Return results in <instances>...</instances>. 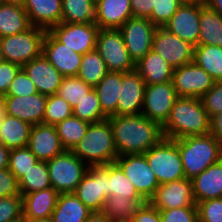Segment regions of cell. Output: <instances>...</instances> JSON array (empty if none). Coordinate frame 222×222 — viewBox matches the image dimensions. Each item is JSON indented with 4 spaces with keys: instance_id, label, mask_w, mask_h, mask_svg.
Returning <instances> with one entry per match:
<instances>
[{
    "instance_id": "obj_1",
    "label": "cell",
    "mask_w": 222,
    "mask_h": 222,
    "mask_svg": "<svg viewBox=\"0 0 222 222\" xmlns=\"http://www.w3.org/2000/svg\"><path fill=\"white\" fill-rule=\"evenodd\" d=\"M113 129L118 156L144 154L162 138V127L145 115H116L107 118Z\"/></svg>"
},
{
    "instance_id": "obj_2",
    "label": "cell",
    "mask_w": 222,
    "mask_h": 222,
    "mask_svg": "<svg viewBox=\"0 0 222 222\" xmlns=\"http://www.w3.org/2000/svg\"><path fill=\"white\" fill-rule=\"evenodd\" d=\"M210 132V118L199 98L178 97L166 123L162 126L164 138L177 140Z\"/></svg>"
},
{
    "instance_id": "obj_3",
    "label": "cell",
    "mask_w": 222,
    "mask_h": 222,
    "mask_svg": "<svg viewBox=\"0 0 222 222\" xmlns=\"http://www.w3.org/2000/svg\"><path fill=\"white\" fill-rule=\"evenodd\" d=\"M71 151L89 167L115 162L118 153L110 121L91 123L84 137Z\"/></svg>"
},
{
    "instance_id": "obj_4",
    "label": "cell",
    "mask_w": 222,
    "mask_h": 222,
    "mask_svg": "<svg viewBox=\"0 0 222 222\" xmlns=\"http://www.w3.org/2000/svg\"><path fill=\"white\" fill-rule=\"evenodd\" d=\"M181 155L185 178L193 179L222 159V143L210 133L175 140Z\"/></svg>"
},
{
    "instance_id": "obj_5",
    "label": "cell",
    "mask_w": 222,
    "mask_h": 222,
    "mask_svg": "<svg viewBox=\"0 0 222 222\" xmlns=\"http://www.w3.org/2000/svg\"><path fill=\"white\" fill-rule=\"evenodd\" d=\"M144 155L159 185L185 179L181 155L175 140L163 137Z\"/></svg>"
},
{
    "instance_id": "obj_6",
    "label": "cell",
    "mask_w": 222,
    "mask_h": 222,
    "mask_svg": "<svg viewBox=\"0 0 222 222\" xmlns=\"http://www.w3.org/2000/svg\"><path fill=\"white\" fill-rule=\"evenodd\" d=\"M46 31L43 28L31 26L24 32L0 38L4 60L22 67L39 57L43 51Z\"/></svg>"
},
{
    "instance_id": "obj_7",
    "label": "cell",
    "mask_w": 222,
    "mask_h": 222,
    "mask_svg": "<svg viewBox=\"0 0 222 222\" xmlns=\"http://www.w3.org/2000/svg\"><path fill=\"white\" fill-rule=\"evenodd\" d=\"M51 186L59 193H73L87 172L88 165L80 160L72 151L47 161Z\"/></svg>"
},
{
    "instance_id": "obj_8",
    "label": "cell",
    "mask_w": 222,
    "mask_h": 222,
    "mask_svg": "<svg viewBox=\"0 0 222 222\" xmlns=\"http://www.w3.org/2000/svg\"><path fill=\"white\" fill-rule=\"evenodd\" d=\"M96 51L103 58L108 71L122 73L135 71V63L129 56L119 29H99Z\"/></svg>"
},
{
    "instance_id": "obj_9",
    "label": "cell",
    "mask_w": 222,
    "mask_h": 222,
    "mask_svg": "<svg viewBox=\"0 0 222 222\" xmlns=\"http://www.w3.org/2000/svg\"><path fill=\"white\" fill-rule=\"evenodd\" d=\"M108 176V164L90 166L73 192L92 212H101L108 197Z\"/></svg>"
},
{
    "instance_id": "obj_10",
    "label": "cell",
    "mask_w": 222,
    "mask_h": 222,
    "mask_svg": "<svg viewBox=\"0 0 222 222\" xmlns=\"http://www.w3.org/2000/svg\"><path fill=\"white\" fill-rule=\"evenodd\" d=\"M115 163L134 185L138 193L146 200L154 195L159 183L150 168L144 154H126L118 156Z\"/></svg>"
},
{
    "instance_id": "obj_11",
    "label": "cell",
    "mask_w": 222,
    "mask_h": 222,
    "mask_svg": "<svg viewBox=\"0 0 222 222\" xmlns=\"http://www.w3.org/2000/svg\"><path fill=\"white\" fill-rule=\"evenodd\" d=\"M177 98L172 81L146 85L141 114L162 127L168 120Z\"/></svg>"
},
{
    "instance_id": "obj_12",
    "label": "cell",
    "mask_w": 222,
    "mask_h": 222,
    "mask_svg": "<svg viewBox=\"0 0 222 222\" xmlns=\"http://www.w3.org/2000/svg\"><path fill=\"white\" fill-rule=\"evenodd\" d=\"M158 27L148 18H130L120 28L130 58L136 64L151 49Z\"/></svg>"
},
{
    "instance_id": "obj_13",
    "label": "cell",
    "mask_w": 222,
    "mask_h": 222,
    "mask_svg": "<svg viewBox=\"0 0 222 222\" xmlns=\"http://www.w3.org/2000/svg\"><path fill=\"white\" fill-rule=\"evenodd\" d=\"M99 27L94 23H59L49 32L62 44L81 55L96 49Z\"/></svg>"
},
{
    "instance_id": "obj_14",
    "label": "cell",
    "mask_w": 222,
    "mask_h": 222,
    "mask_svg": "<svg viewBox=\"0 0 222 222\" xmlns=\"http://www.w3.org/2000/svg\"><path fill=\"white\" fill-rule=\"evenodd\" d=\"M215 80L194 61L173 70L172 83L178 97L201 98Z\"/></svg>"
},
{
    "instance_id": "obj_15",
    "label": "cell",
    "mask_w": 222,
    "mask_h": 222,
    "mask_svg": "<svg viewBox=\"0 0 222 222\" xmlns=\"http://www.w3.org/2000/svg\"><path fill=\"white\" fill-rule=\"evenodd\" d=\"M152 50L163 57L174 69L193 61L194 46L158 27L154 33Z\"/></svg>"
},
{
    "instance_id": "obj_16",
    "label": "cell",
    "mask_w": 222,
    "mask_h": 222,
    "mask_svg": "<svg viewBox=\"0 0 222 222\" xmlns=\"http://www.w3.org/2000/svg\"><path fill=\"white\" fill-rule=\"evenodd\" d=\"M200 12V3L183 2L163 28L195 47L200 35Z\"/></svg>"
},
{
    "instance_id": "obj_17",
    "label": "cell",
    "mask_w": 222,
    "mask_h": 222,
    "mask_svg": "<svg viewBox=\"0 0 222 222\" xmlns=\"http://www.w3.org/2000/svg\"><path fill=\"white\" fill-rule=\"evenodd\" d=\"M148 202L158 210L197 207L192 180L187 178L160 184Z\"/></svg>"
},
{
    "instance_id": "obj_18",
    "label": "cell",
    "mask_w": 222,
    "mask_h": 222,
    "mask_svg": "<svg viewBox=\"0 0 222 222\" xmlns=\"http://www.w3.org/2000/svg\"><path fill=\"white\" fill-rule=\"evenodd\" d=\"M42 53L64 77L78 75L82 55L62 44L49 31L43 40Z\"/></svg>"
},
{
    "instance_id": "obj_19",
    "label": "cell",
    "mask_w": 222,
    "mask_h": 222,
    "mask_svg": "<svg viewBox=\"0 0 222 222\" xmlns=\"http://www.w3.org/2000/svg\"><path fill=\"white\" fill-rule=\"evenodd\" d=\"M27 147L39 161L43 162H47L65 151L56 127L44 123L32 125Z\"/></svg>"
},
{
    "instance_id": "obj_20",
    "label": "cell",
    "mask_w": 222,
    "mask_h": 222,
    "mask_svg": "<svg viewBox=\"0 0 222 222\" xmlns=\"http://www.w3.org/2000/svg\"><path fill=\"white\" fill-rule=\"evenodd\" d=\"M145 82L135 71L122 73L116 115H140L142 113Z\"/></svg>"
},
{
    "instance_id": "obj_21",
    "label": "cell",
    "mask_w": 222,
    "mask_h": 222,
    "mask_svg": "<svg viewBox=\"0 0 222 222\" xmlns=\"http://www.w3.org/2000/svg\"><path fill=\"white\" fill-rule=\"evenodd\" d=\"M7 115L17 117L31 125L43 123L47 95L4 96Z\"/></svg>"
},
{
    "instance_id": "obj_22",
    "label": "cell",
    "mask_w": 222,
    "mask_h": 222,
    "mask_svg": "<svg viewBox=\"0 0 222 222\" xmlns=\"http://www.w3.org/2000/svg\"><path fill=\"white\" fill-rule=\"evenodd\" d=\"M22 68L34 83L37 92L47 96L57 93L64 76L58 72L43 53L24 64Z\"/></svg>"
},
{
    "instance_id": "obj_23",
    "label": "cell",
    "mask_w": 222,
    "mask_h": 222,
    "mask_svg": "<svg viewBox=\"0 0 222 222\" xmlns=\"http://www.w3.org/2000/svg\"><path fill=\"white\" fill-rule=\"evenodd\" d=\"M130 0H98L95 2V24L99 29H119L132 18Z\"/></svg>"
},
{
    "instance_id": "obj_24",
    "label": "cell",
    "mask_w": 222,
    "mask_h": 222,
    "mask_svg": "<svg viewBox=\"0 0 222 222\" xmlns=\"http://www.w3.org/2000/svg\"><path fill=\"white\" fill-rule=\"evenodd\" d=\"M24 9L31 26L49 31L61 23L62 0H26Z\"/></svg>"
},
{
    "instance_id": "obj_25",
    "label": "cell",
    "mask_w": 222,
    "mask_h": 222,
    "mask_svg": "<svg viewBox=\"0 0 222 222\" xmlns=\"http://www.w3.org/2000/svg\"><path fill=\"white\" fill-rule=\"evenodd\" d=\"M192 187L196 203L222 197V159L193 178Z\"/></svg>"
},
{
    "instance_id": "obj_26",
    "label": "cell",
    "mask_w": 222,
    "mask_h": 222,
    "mask_svg": "<svg viewBox=\"0 0 222 222\" xmlns=\"http://www.w3.org/2000/svg\"><path fill=\"white\" fill-rule=\"evenodd\" d=\"M58 196L59 193L53 187L25 194L22 196L23 217L25 219L51 217Z\"/></svg>"
},
{
    "instance_id": "obj_27",
    "label": "cell",
    "mask_w": 222,
    "mask_h": 222,
    "mask_svg": "<svg viewBox=\"0 0 222 222\" xmlns=\"http://www.w3.org/2000/svg\"><path fill=\"white\" fill-rule=\"evenodd\" d=\"M146 85L172 81L174 68L152 49L135 64Z\"/></svg>"
},
{
    "instance_id": "obj_28",
    "label": "cell",
    "mask_w": 222,
    "mask_h": 222,
    "mask_svg": "<svg viewBox=\"0 0 222 222\" xmlns=\"http://www.w3.org/2000/svg\"><path fill=\"white\" fill-rule=\"evenodd\" d=\"M122 86V72L109 71L94 87L103 114L109 118L116 116L120 87Z\"/></svg>"
},
{
    "instance_id": "obj_29",
    "label": "cell",
    "mask_w": 222,
    "mask_h": 222,
    "mask_svg": "<svg viewBox=\"0 0 222 222\" xmlns=\"http://www.w3.org/2000/svg\"><path fill=\"white\" fill-rule=\"evenodd\" d=\"M147 201L113 195L106 198L101 212L111 222H132L133 217Z\"/></svg>"
},
{
    "instance_id": "obj_30",
    "label": "cell",
    "mask_w": 222,
    "mask_h": 222,
    "mask_svg": "<svg viewBox=\"0 0 222 222\" xmlns=\"http://www.w3.org/2000/svg\"><path fill=\"white\" fill-rule=\"evenodd\" d=\"M91 213L74 193H61L51 217L54 222H86Z\"/></svg>"
},
{
    "instance_id": "obj_31",
    "label": "cell",
    "mask_w": 222,
    "mask_h": 222,
    "mask_svg": "<svg viewBox=\"0 0 222 222\" xmlns=\"http://www.w3.org/2000/svg\"><path fill=\"white\" fill-rule=\"evenodd\" d=\"M31 127L26 121L6 115L0 122V143L10 150L26 147Z\"/></svg>"
},
{
    "instance_id": "obj_32",
    "label": "cell",
    "mask_w": 222,
    "mask_h": 222,
    "mask_svg": "<svg viewBox=\"0 0 222 222\" xmlns=\"http://www.w3.org/2000/svg\"><path fill=\"white\" fill-rule=\"evenodd\" d=\"M31 24L24 7L13 4H0V38L28 30Z\"/></svg>"
},
{
    "instance_id": "obj_33",
    "label": "cell",
    "mask_w": 222,
    "mask_h": 222,
    "mask_svg": "<svg viewBox=\"0 0 222 222\" xmlns=\"http://www.w3.org/2000/svg\"><path fill=\"white\" fill-rule=\"evenodd\" d=\"M200 35L198 45H215L222 47V16L201 4Z\"/></svg>"
},
{
    "instance_id": "obj_34",
    "label": "cell",
    "mask_w": 222,
    "mask_h": 222,
    "mask_svg": "<svg viewBox=\"0 0 222 222\" xmlns=\"http://www.w3.org/2000/svg\"><path fill=\"white\" fill-rule=\"evenodd\" d=\"M193 61L215 81H222V47L197 45L194 47Z\"/></svg>"
},
{
    "instance_id": "obj_35",
    "label": "cell",
    "mask_w": 222,
    "mask_h": 222,
    "mask_svg": "<svg viewBox=\"0 0 222 222\" xmlns=\"http://www.w3.org/2000/svg\"><path fill=\"white\" fill-rule=\"evenodd\" d=\"M108 72L103 58L95 49L82 55L77 77L94 88Z\"/></svg>"
},
{
    "instance_id": "obj_36",
    "label": "cell",
    "mask_w": 222,
    "mask_h": 222,
    "mask_svg": "<svg viewBox=\"0 0 222 222\" xmlns=\"http://www.w3.org/2000/svg\"><path fill=\"white\" fill-rule=\"evenodd\" d=\"M61 22H95V2L93 0H62Z\"/></svg>"
},
{
    "instance_id": "obj_37",
    "label": "cell",
    "mask_w": 222,
    "mask_h": 222,
    "mask_svg": "<svg viewBox=\"0 0 222 222\" xmlns=\"http://www.w3.org/2000/svg\"><path fill=\"white\" fill-rule=\"evenodd\" d=\"M89 125V122L73 115L58 123L55 127L63 148L71 151L84 137Z\"/></svg>"
},
{
    "instance_id": "obj_38",
    "label": "cell",
    "mask_w": 222,
    "mask_h": 222,
    "mask_svg": "<svg viewBox=\"0 0 222 222\" xmlns=\"http://www.w3.org/2000/svg\"><path fill=\"white\" fill-rule=\"evenodd\" d=\"M108 175V197L120 195L121 197H129L131 199H144L115 162L108 164Z\"/></svg>"
},
{
    "instance_id": "obj_39",
    "label": "cell",
    "mask_w": 222,
    "mask_h": 222,
    "mask_svg": "<svg viewBox=\"0 0 222 222\" xmlns=\"http://www.w3.org/2000/svg\"><path fill=\"white\" fill-rule=\"evenodd\" d=\"M52 187L49 179L47 162L39 161L18 181L20 195Z\"/></svg>"
},
{
    "instance_id": "obj_40",
    "label": "cell",
    "mask_w": 222,
    "mask_h": 222,
    "mask_svg": "<svg viewBox=\"0 0 222 222\" xmlns=\"http://www.w3.org/2000/svg\"><path fill=\"white\" fill-rule=\"evenodd\" d=\"M73 116L91 123H98L107 119L103 114L98 95L93 88L72 109Z\"/></svg>"
},
{
    "instance_id": "obj_41",
    "label": "cell",
    "mask_w": 222,
    "mask_h": 222,
    "mask_svg": "<svg viewBox=\"0 0 222 222\" xmlns=\"http://www.w3.org/2000/svg\"><path fill=\"white\" fill-rule=\"evenodd\" d=\"M93 87L77 76L63 77L57 95L70 104L72 109L91 91Z\"/></svg>"
},
{
    "instance_id": "obj_42",
    "label": "cell",
    "mask_w": 222,
    "mask_h": 222,
    "mask_svg": "<svg viewBox=\"0 0 222 222\" xmlns=\"http://www.w3.org/2000/svg\"><path fill=\"white\" fill-rule=\"evenodd\" d=\"M39 160L32 154L29 148L20 147L10 150L8 169L19 181L24 177Z\"/></svg>"
},
{
    "instance_id": "obj_43",
    "label": "cell",
    "mask_w": 222,
    "mask_h": 222,
    "mask_svg": "<svg viewBox=\"0 0 222 222\" xmlns=\"http://www.w3.org/2000/svg\"><path fill=\"white\" fill-rule=\"evenodd\" d=\"M73 115L72 107L63 98L57 94L47 96L44 124L56 126L61 121Z\"/></svg>"
},
{
    "instance_id": "obj_44",
    "label": "cell",
    "mask_w": 222,
    "mask_h": 222,
    "mask_svg": "<svg viewBox=\"0 0 222 222\" xmlns=\"http://www.w3.org/2000/svg\"><path fill=\"white\" fill-rule=\"evenodd\" d=\"M182 3L183 0H154L149 20L157 27H163Z\"/></svg>"
},
{
    "instance_id": "obj_45",
    "label": "cell",
    "mask_w": 222,
    "mask_h": 222,
    "mask_svg": "<svg viewBox=\"0 0 222 222\" xmlns=\"http://www.w3.org/2000/svg\"><path fill=\"white\" fill-rule=\"evenodd\" d=\"M22 217V195L0 198V222H14Z\"/></svg>"
},
{
    "instance_id": "obj_46",
    "label": "cell",
    "mask_w": 222,
    "mask_h": 222,
    "mask_svg": "<svg viewBox=\"0 0 222 222\" xmlns=\"http://www.w3.org/2000/svg\"><path fill=\"white\" fill-rule=\"evenodd\" d=\"M198 222H222V197L196 203Z\"/></svg>"
},
{
    "instance_id": "obj_47",
    "label": "cell",
    "mask_w": 222,
    "mask_h": 222,
    "mask_svg": "<svg viewBox=\"0 0 222 222\" xmlns=\"http://www.w3.org/2000/svg\"><path fill=\"white\" fill-rule=\"evenodd\" d=\"M37 89L23 68L19 70L14 80L10 83L5 96H28L36 94Z\"/></svg>"
},
{
    "instance_id": "obj_48",
    "label": "cell",
    "mask_w": 222,
    "mask_h": 222,
    "mask_svg": "<svg viewBox=\"0 0 222 222\" xmlns=\"http://www.w3.org/2000/svg\"><path fill=\"white\" fill-rule=\"evenodd\" d=\"M209 118L222 112V81H216L201 98Z\"/></svg>"
},
{
    "instance_id": "obj_49",
    "label": "cell",
    "mask_w": 222,
    "mask_h": 222,
    "mask_svg": "<svg viewBox=\"0 0 222 222\" xmlns=\"http://www.w3.org/2000/svg\"><path fill=\"white\" fill-rule=\"evenodd\" d=\"M159 211L161 222H198L197 207H180Z\"/></svg>"
},
{
    "instance_id": "obj_50",
    "label": "cell",
    "mask_w": 222,
    "mask_h": 222,
    "mask_svg": "<svg viewBox=\"0 0 222 222\" xmlns=\"http://www.w3.org/2000/svg\"><path fill=\"white\" fill-rule=\"evenodd\" d=\"M21 68V66L5 60L0 64V96L4 97L7 94L10 83Z\"/></svg>"
},
{
    "instance_id": "obj_51",
    "label": "cell",
    "mask_w": 222,
    "mask_h": 222,
    "mask_svg": "<svg viewBox=\"0 0 222 222\" xmlns=\"http://www.w3.org/2000/svg\"><path fill=\"white\" fill-rule=\"evenodd\" d=\"M20 195L16 177L7 169L0 170V198Z\"/></svg>"
},
{
    "instance_id": "obj_52",
    "label": "cell",
    "mask_w": 222,
    "mask_h": 222,
    "mask_svg": "<svg viewBox=\"0 0 222 222\" xmlns=\"http://www.w3.org/2000/svg\"><path fill=\"white\" fill-rule=\"evenodd\" d=\"M132 222H161L160 211L147 201L133 217Z\"/></svg>"
},
{
    "instance_id": "obj_53",
    "label": "cell",
    "mask_w": 222,
    "mask_h": 222,
    "mask_svg": "<svg viewBox=\"0 0 222 222\" xmlns=\"http://www.w3.org/2000/svg\"><path fill=\"white\" fill-rule=\"evenodd\" d=\"M134 18H150L154 0H130Z\"/></svg>"
},
{
    "instance_id": "obj_54",
    "label": "cell",
    "mask_w": 222,
    "mask_h": 222,
    "mask_svg": "<svg viewBox=\"0 0 222 222\" xmlns=\"http://www.w3.org/2000/svg\"><path fill=\"white\" fill-rule=\"evenodd\" d=\"M209 133L222 143V112L210 118Z\"/></svg>"
},
{
    "instance_id": "obj_55",
    "label": "cell",
    "mask_w": 222,
    "mask_h": 222,
    "mask_svg": "<svg viewBox=\"0 0 222 222\" xmlns=\"http://www.w3.org/2000/svg\"><path fill=\"white\" fill-rule=\"evenodd\" d=\"M9 155L10 149L0 143V170L8 168Z\"/></svg>"
},
{
    "instance_id": "obj_56",
    "label": "cell",
    "mask_w": 222,
    "mask_h": 222,
    "mask_svg": "<svg viewBox=\"0 0 222 222\" xmlns=\"http://www.w3.org/2000/svg\"><path fill=\"white\" fill-rule=\"evenodd\" d=\"M86 222H111L102 212H92Z\"/></svg>"
},
{
    "instance_id": "obj_57",
    "label": "cell",
    "mask_w": 222,
    "mask_h": 222,
    "mask_svg": "<svg viewBox=\"0 0 222 222\" xmlns=\"http://www.w3.org/2000/svg\"><path fill=\"white\" fill-rule=\"evenodd\" d=\"M206 5L222 16V0H207Z\"/></svg>"
},
{
    "instance_id": "obj_58",
    "label": "cell",
    "mask_w": 222,
    "mask_h": 222,
    "mask_svg": "<svg viewBox=\"0 0 222 222\" xmlns=\"http://www.w3.org/2000/svg\"><path fill=\"white\" fill-rule=\"evenodd\" d=\"M7 115L6 111V103L3 96H0V122L5 118Z\"/></svg>"
},
{
    "instance_id": "obj_59",
    "label": "cell",
    "mask_w": 222,
    "mask_h": 222,
    "mask_svg": "<svg viewBox=\"0 0 222 222\" xmlns=\"http://www.w3.org/2000/svg\"><path fill=\"white\" fill-rule=\"evenodd\" d=\"M3 2L6 4H13V5L24 7L26 0H3Z\"/></svg>"
},
{
    "instance_id": "obj_60",
    "label": "cell",
    "mask_w": 222,
    "mask_h": 222,
    "mask_svg": "<svg viewBox=\"0 0 222 222\" xmlns=\"http://www.w3.org/2000/svg\"><path fill=\"white\" fill-rule=\"evenodd\" d=\"M27 222H54L52 217L39 218V219H27Z\"/></svg>"
},
{
    "instance_id": "obj_61",
    "label": "cell",
    "mask_w": 222,
    "mask_h": 222,
    "mask_svg": "<svg viewBox=\"0 0 222 222\" xmlns=\"http://www.w3.org/2000/svg\"><path fill=\"white\" fill-rule=\"evenodd\" d=\"M183 2L206 4L207 0H183Z\"/></svg>"
},
{
    "instance_id": "obj_62",
    "label": "cell",
    "mask_w": 222,
    "mask_h": 222,
    "mask_svg": "<svg viewBox=\"0 0 222 222\" xmlns=\"http://www.w3.org/2000/svg\"><path fill=\"white\" fill-rule=\"evenodd\" d=\"M4 61V57L2 54V48H1V44H0V64Z\"/></svg>"
},
{
    "instance_id": "obj_63",
    "label": "cell",
    "mask_w": 222,
    "mask_h": 222,
    "mask_svg": "<svg viewBox=\"0 0 222 222\" xmlns=\"http://www.w3.org/2000/svg\"><path fill=\"white\" fill-rule=\"evenodd\" d=\"M14 222H27V219H25L24 217H22L21 219L16 220V221H14Z\"/></svg>"
}]
</instances>
